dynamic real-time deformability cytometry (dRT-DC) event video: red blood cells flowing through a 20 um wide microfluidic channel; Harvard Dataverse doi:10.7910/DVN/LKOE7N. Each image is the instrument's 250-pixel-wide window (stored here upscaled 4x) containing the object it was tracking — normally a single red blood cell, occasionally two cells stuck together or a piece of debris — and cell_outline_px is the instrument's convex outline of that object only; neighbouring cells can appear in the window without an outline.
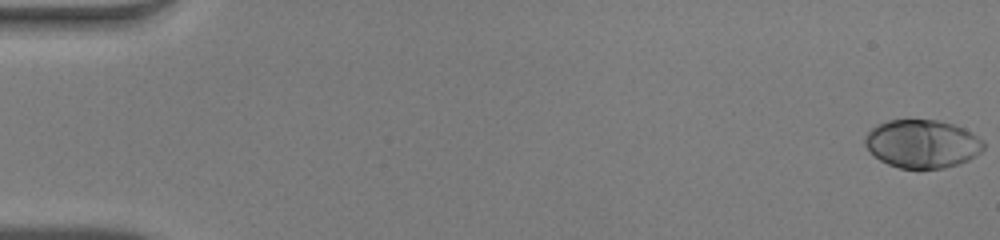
{"species": "human", "species_latin": "Homo sapiens", "temperature_condition": "warm", "stored_images_in_passage": 52, "camera_frame_rate_fps": 3000, "um_per_image_px": 0.085, "donor": {"sex": "male"}, "frame": {"image": 1, "passage_image": 1, "time_ms": 0.0, "image_size_px": [1000, 240], "cell_outline_px": [[984, 148], [976, 156], [968, 160], [944, 168], [900, 168], [888, 164], [880, 160], [864, 144], [864, 136], [876, 124], [888, 120], [936, 120], [952, 124], [964, 128], [972, 132], [984, 140]], "centroid_in_image_um": [78.4, 12.21], "position_along_channel_um": 6.6, "area_um2": 33.29}}
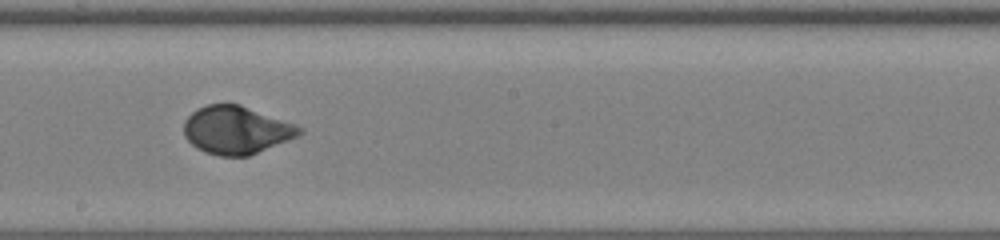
{"frame": {"image": 2, "passage_image": 30, "time_ms": 9.667, "image_size_px": [1000, 240], "cell_outline_px": [[304, 132], [300, 136], [248, 156], [220, 156], [204, 152], [196, 148], [184, 136], [184, 120], [196, 108], [208, 104], [240, 104], [296, 124], [304, 128]], "centroid_in_image_um": [20.11, 11.05], "position_along_channel_um": 228.1, "area_um2": 32.54}}
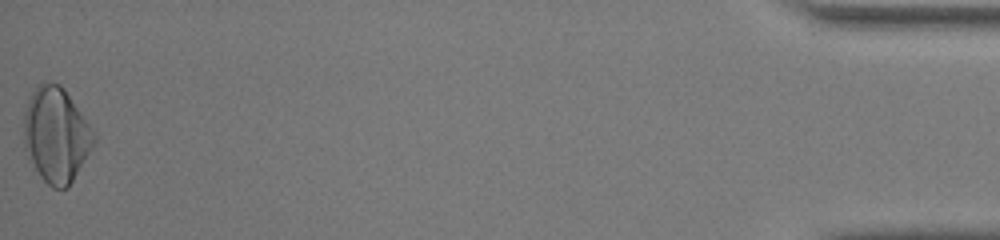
{"frame": {"image": 3, "passage_image": 52, "time_ms": 17.0, "image_size_px": [1000, 240], "cell_outline_px": [[96, 140], [92, 148], [68, 188], [52, 188], [40, 176], [24, 148], [24, 112], [28, 100], [36, 84], [44, 80], [60, 84], [64, 88], [96, 132]], "centroid_in_image_um": [4.78, 11.42], "position_along_channel_um": 430.4, "area_um2": 39.02}, "authors_computed_cell_mechanics": {"area_um2": 32.4258, "velocity_mm_per_s": 4.0571, "shape_relaxation_time_tau1_ms": 3.0449, "shape_relaxation_time_tau2_ms": null, "deformation_change_tau1": 0.1877, "deformation_change_tau2": null}}